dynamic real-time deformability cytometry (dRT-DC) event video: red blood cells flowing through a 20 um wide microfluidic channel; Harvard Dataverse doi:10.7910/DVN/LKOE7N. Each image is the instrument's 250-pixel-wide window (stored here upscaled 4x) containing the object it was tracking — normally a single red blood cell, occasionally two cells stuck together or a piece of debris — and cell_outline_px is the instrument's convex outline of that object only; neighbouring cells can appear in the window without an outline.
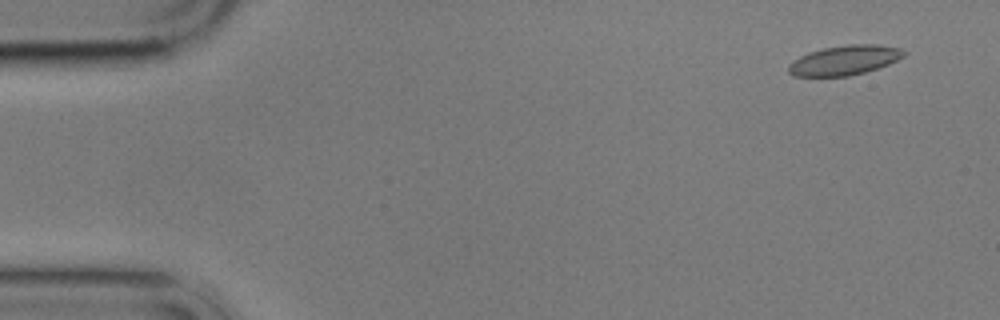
{"species": "common noctule bat (a hibernating species)", "species_latin": "Nyctalus noctula", "temperature_condition": "cold", "stored_images_in_passage": 5, "camera_frame_rate_fps": 3000, "um_per_image_px": 0.085, "animal": {"sex": "male", "body_mass_g": 17.9}, "frame": {"image": 1, "passage_image": 1, "time_ms": 0.0, "image_size_px": [1000, 320], "cell_outline_px": [[908, 52], [904, 56], [888, 64], [864, 72], [848, 76], [796, 76], [788, 72], [788, 64], [792, 60], [808, 52], [824, 48], [848, 44], [876, 44], [900, 48]], "centroid_in_image_um": [71.77, 5.11], "position_along_channel_um": 13.2, "area_um2": 19.88}}
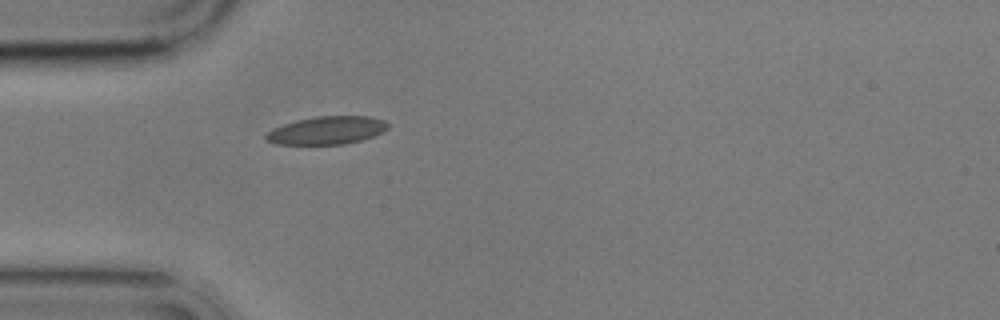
{"frame": {"image": 2, "passage_image": 5, "time_ms": 4.333, "image_size_px": [1000, 320], "cell_outline_px": [[388, 128], [372, 136], [360, 140], [344, 144], [276, 144], [268, 140], [264, 136], [272, 128], [296, 120], [316, 116], [368, 116], [384, 120], [388, 124]], "centroid_in_image_um": [27.76, 11.07], "position_along_channel_um": 57.2, "area_um2": 19.65}}